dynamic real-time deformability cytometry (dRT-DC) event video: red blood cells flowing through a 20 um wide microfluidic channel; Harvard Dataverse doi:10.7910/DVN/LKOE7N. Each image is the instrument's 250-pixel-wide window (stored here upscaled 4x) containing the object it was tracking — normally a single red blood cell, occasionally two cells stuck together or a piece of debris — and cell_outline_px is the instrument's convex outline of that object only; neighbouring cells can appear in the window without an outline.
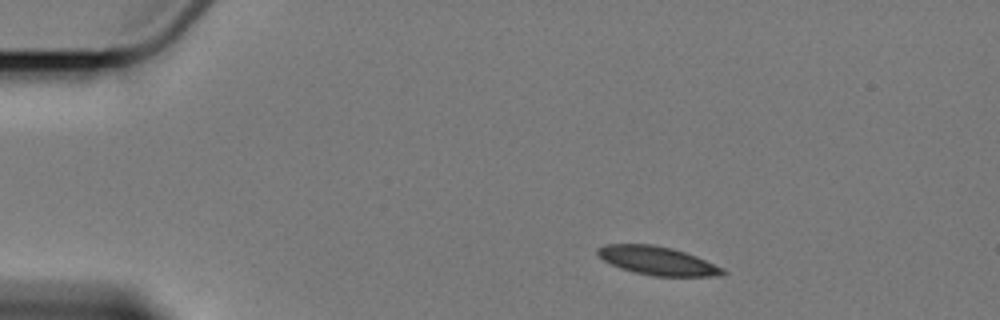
{"species": "Egyptian fruit bat (a non-hibernating species)", "species_latin": "Rousettus aegyptiacus", "temperature_condition": "cold", "stored_images_in_passage": 3, "camera_frame_rate_fps": 3000, "um_per_image_px": 0.085, "animal": {"sex": "female"}, "frame": {"image": 1, "passage_image": 1, "time_ms": 0.0, "image_size_px": [1000, 320], "cell_outline_px": [[728, 272], [712, 276], [652, 276], [620, 268], [604, 260], [596, 252], [596, 248], [604, 244], [652, 244], [672, 248], [696, 256], [724, 268]], "centroid_in_image_um": [55.87, 22.15], "position_along_channel_um": 29.1, "area_um2": 20.63}}